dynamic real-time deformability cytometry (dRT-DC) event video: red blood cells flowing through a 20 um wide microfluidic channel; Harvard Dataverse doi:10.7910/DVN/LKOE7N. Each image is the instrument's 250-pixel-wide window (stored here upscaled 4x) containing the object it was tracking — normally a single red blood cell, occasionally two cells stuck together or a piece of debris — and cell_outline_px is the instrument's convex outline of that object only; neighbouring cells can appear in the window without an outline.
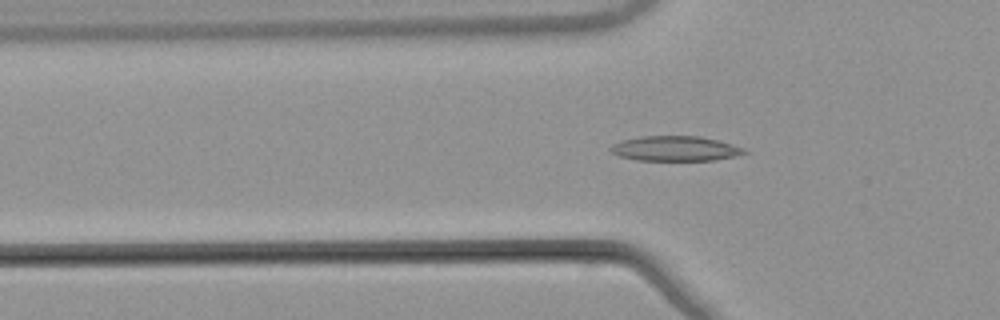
{"species": "common noctule bat (a hibernating species)", "species_latin": "Nyctalus noctula", "temperature_condition": "warm", "stored_images_in_passage": 55, "segment_of_instrument_passage": [1, 2], "camera_frame_rate_fps": 3000, "um_per_image_px": 0.085, "animal": {"sex": "male", "body_mass_g": 21.5, "forearm_length_mm": 52.0}, "frame": {"image": 1, "passage_image": 18, "time_ms": 5.667, "image_size_px": [1000, 320], "cell_outline_px": [[748, 152], [736, 156], [716, 160], [636, 160], [620, 156], [612, 152], [608, 148], [612, 144], [620, 140], [640, 136], [700, 136], [716, 140], [744, 148]], "centroid_in_image_um": [57.36, 12.62], "position_along_channel_um": 68.4, "area_um2": 19.42}}
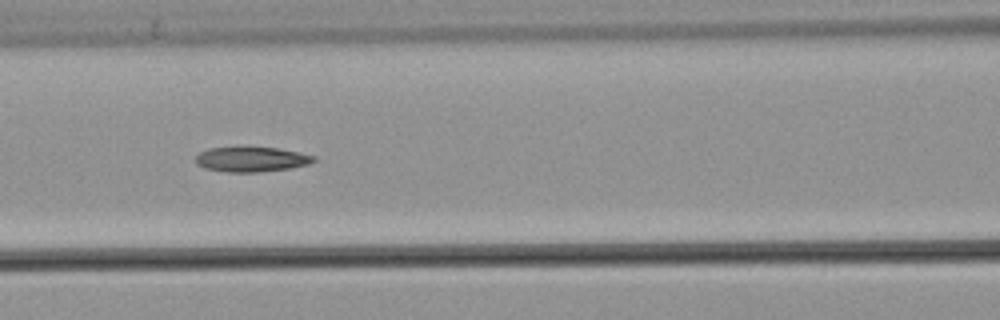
{"frame": {"image": 2, "passage_image": 24, "time_ms": 7.667, "image_size_px": [1000, 320], "cell_outline_px": [[316, 160], [308, 164], [288, 168], [260, 172], [228, 172], [204, 168], [196, 164], [192, 160], [200, 152], [208, 148], [240, 144], [276, 148], [300, 152], [316, 156]], "centroid_in_image_um": [21.3, 13.49], "position_along_channel_um": 145.3, "area_um2": 18.03}}
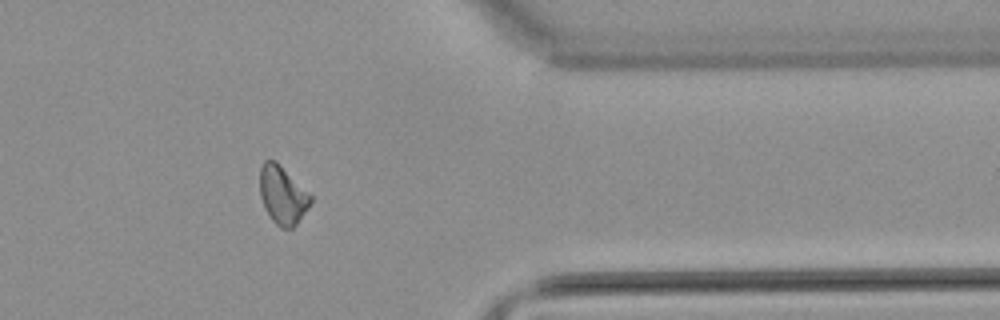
{"frame": {"image": 3, "passage_image": 44, "time_ms": 14.333, "image_size_px": [1000, 320], "cell_outline_px": [[312, 204], [296, 224], [292, 228], [280, 228], [268, 216], [264, 208], [260, 196], [260, 168], [264, 160], [276, 160], [312, 196]], "centroid_in_image_um": [24.01, 16.59], "position_along_channel_um": 387.4, "area_um2": 17.34}}